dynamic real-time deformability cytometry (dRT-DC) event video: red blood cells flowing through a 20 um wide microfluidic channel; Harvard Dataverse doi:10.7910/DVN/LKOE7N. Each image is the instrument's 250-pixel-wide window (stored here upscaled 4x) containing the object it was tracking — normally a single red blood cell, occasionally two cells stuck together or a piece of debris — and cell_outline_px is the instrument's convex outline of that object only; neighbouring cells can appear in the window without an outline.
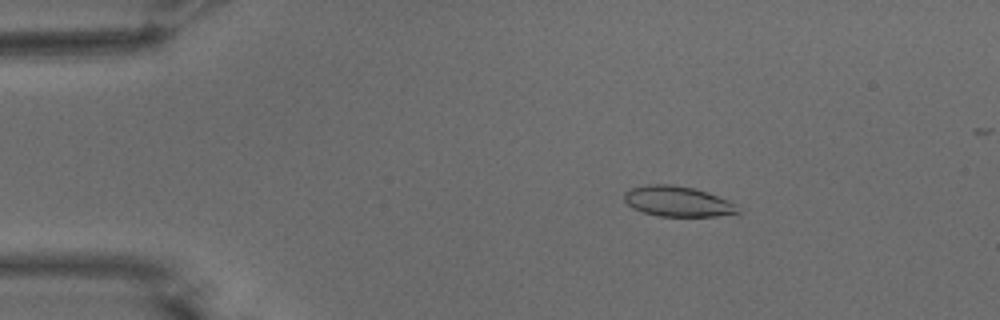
{"species": "common noctule bat (a hibernating species)", "species_latin": "Nyctalus noctula", "temperature_condition": "warm", "stored_images_in_passage": 56, "camera_frame_rate_fps": 3000, "um_per_image_px": 0.085, "animal": {"sex": "male", "body_mass_g": 15.6}, "frame": {"image": 1, "passage_image": 10, "time_ms": 3.0, "image_size_px": [1000, 320], "cell_outline_px": [[740, 212], [716, 216], [660, 216], [644, 212], [632, 208], [624, 200], [624, 192], [632, 188], [644, 184], [672, 184], [692, 188], [708, 192], [728, 200], [736, 204]], "centroid_in_image_um": [57.58, 17.11], "position_along_channel_um": 27.4, "area_um2": 20.06}}
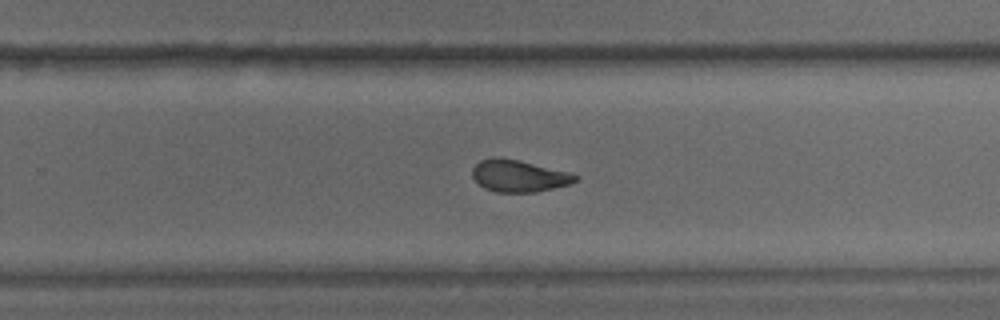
{"frame": {"image": 2, "passage_image": 36, "time_ms": 11.667, "image_size_px": [1000, 320], "cell_outline_px": [[580, 176], [576, 180], [568, 184], [536, 192], [496, 192], [484, 188], [472, 176], [472, 168], [480, 160], [492, 156], [520, 160], [568, 172]], "centroid_in_image_um": [44.06, 14.94], "position_along_channel_um": 285.7, "area_um2": 19.07}}
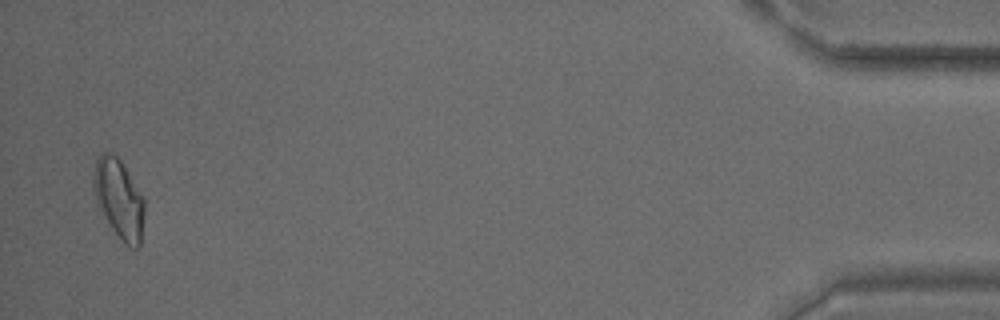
{"frame": {"image": 3, "passage_image": 54, "time_ms": 17.667, "image_size_px": [1000, 320], "cell_outline_px": [[144, 212], [140, 244], [136, 248], [132, 248], [124, 244], [112, 228], [96, 204], [92, 192], [92, 172], [96, 160], [100, 152], [108, 152], [116, 156], [120, 160], [144, 196]], "centroid_in_image_um": [10.07, 16.87], "position_along_channel_um": 425.1, "area_um2": 23.81}}